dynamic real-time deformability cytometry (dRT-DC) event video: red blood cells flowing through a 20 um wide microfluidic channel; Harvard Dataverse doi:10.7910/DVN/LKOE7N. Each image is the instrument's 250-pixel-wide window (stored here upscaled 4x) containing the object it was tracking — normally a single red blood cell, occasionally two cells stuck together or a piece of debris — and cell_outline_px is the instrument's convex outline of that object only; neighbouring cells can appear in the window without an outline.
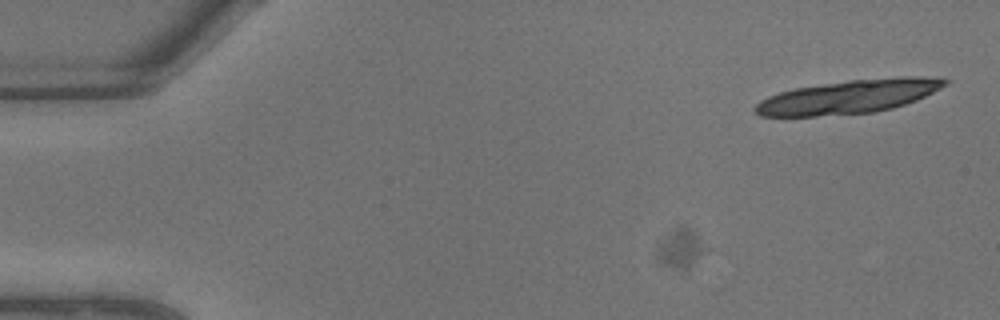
{"species": "common noctule bat (a hibernating species)", "species_latin": "Nyctalus noctula", "temperature_condition": "warm", "stored_images_in_passage": 8, "camera_frame_rate_fps": 3000, "um_per_image_px": 0.085, "animal": {"sex": "male", "body_mass_g": 13.3}, "frame": {"image": 1, "passage_image": 1, "time_ms": 0.0, "image_size_px": [1000, 320], "cell_outline_px": [[952, 80], [948, 84], [916, 100], [892, 108], [876, 112], [816, 116], [760, 116], [752, 108], [760, 100], [768, 96], [780, 92], [796, 88], [848, 80], [900, 76], [940, 76]], "centroid_in_image_um": [72.21, 8.2], "position_along_channel_um": 12.8, "area_um2": 37.4}}
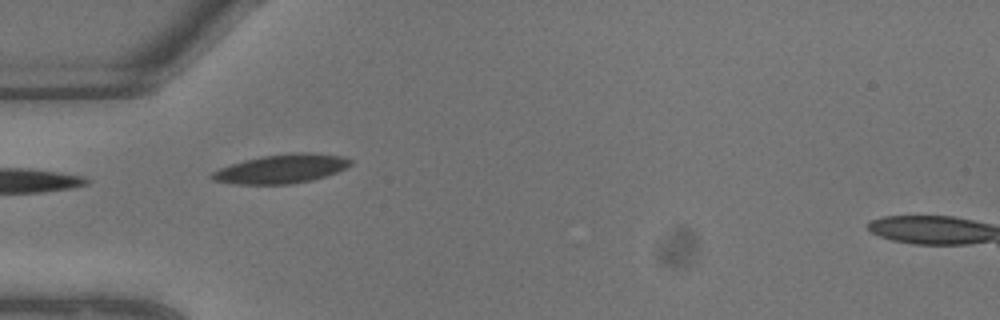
{"frame": {"image": 2, "passage_image": 7, "time_ms": 2.0, "image_size_px": [1000, 320], "cell_outline_px": [[352, 164], [336, 172], [312, 180], [292, 184], [236, 184], [212, 180], [208, 176], [212, 172], [220, 168], [244, 160], [264, 156], [296, 152], [308, 152], [344, 156], [352, 160]], "centroid_in_image_um": [23.91, 14.35], "position_along_channel_um": 61.1, "area_um2": 23.29}}